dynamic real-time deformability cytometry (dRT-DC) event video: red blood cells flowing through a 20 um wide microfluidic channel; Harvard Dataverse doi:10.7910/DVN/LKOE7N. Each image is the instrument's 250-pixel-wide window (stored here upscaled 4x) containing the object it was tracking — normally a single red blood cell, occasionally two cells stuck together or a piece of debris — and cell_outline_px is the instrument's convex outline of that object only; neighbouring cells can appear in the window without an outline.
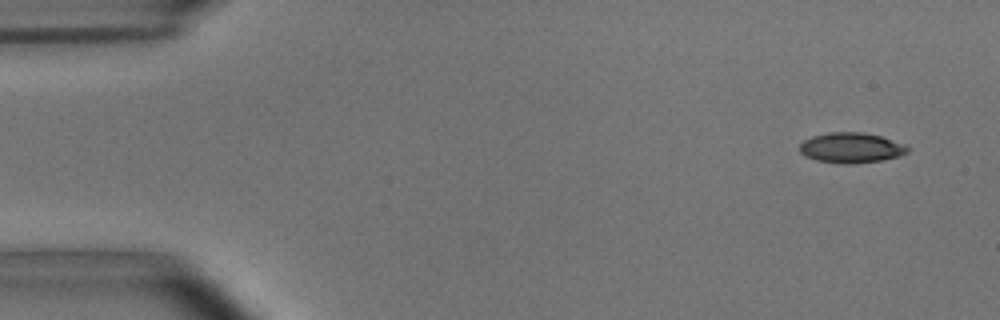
{"species": "common noctule bat (a hibernating species)", "species_latin": "Nyctalus noctula", "temperature_condition": "room temperature", "stored_images_in_passage": 2, "camera_frame_rate_fps": 3000, "um_per_image_px": 0.085, "animal": {"sex": "male", "body_mass_g": 15.6}, "frame": {"image": 1, "passage_image": 1, "time_ms": 0.0, "image_size_px": [1000, 320], "cell_outline_px": [[912, 148], [908, 152], [900, 156], [880, 160], [844, 164], [816, 160], [804, 156], [800, 152], [800, 144], [804, 140], [812, 136], [828, 132], [864, 132], [880, 136], [908, 144]], "centroid_in_image_um": [72.39, 12.55], "position_along_channel_um": 12.6, "area_um2": 19.19}}